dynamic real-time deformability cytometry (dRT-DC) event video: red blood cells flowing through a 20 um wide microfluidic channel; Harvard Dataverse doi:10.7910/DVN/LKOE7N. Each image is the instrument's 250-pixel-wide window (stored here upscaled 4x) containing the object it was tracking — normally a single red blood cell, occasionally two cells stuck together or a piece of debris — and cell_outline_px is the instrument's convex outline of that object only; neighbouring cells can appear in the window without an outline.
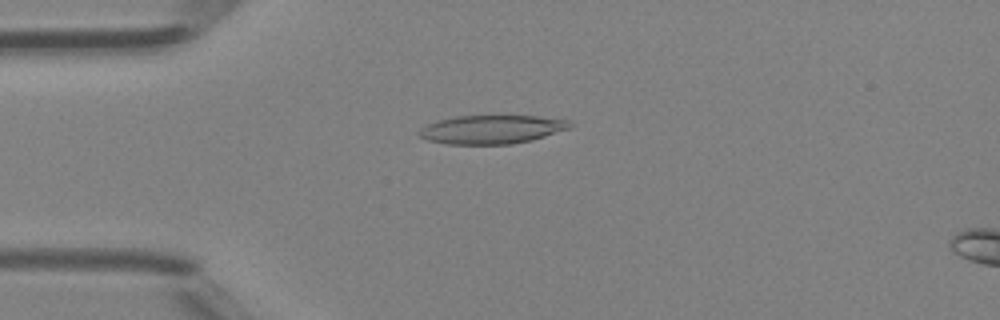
{"species": "Egyptian fruit bat (a non-hibernating species)", "species_latin": "Rousettus aegyptiacus", "temperature_condition": "room temperature", "stored_images_in_passage": 47, "camera_frame_rate_fps": 3000, "um_per_image_px": 0.085, "animal": {"sex": "female"}, "frame": {"image": 1, "passage_image": 12, "time_ms": 3.667, "image_size_px": [1000, 320], "cell_outline_px": [[572, 128], [532, 140], [512, 144], [448, 144], [428, 140], [420, 136], [416, 132], [420, 128], [428, 124], [440, 120], [456, 116], [540, 116], [572, 120]], "centroid_in_image_um": [41.85, 11.0], "position_along_channel_um": 43.1, "area_um2": 25.26}}
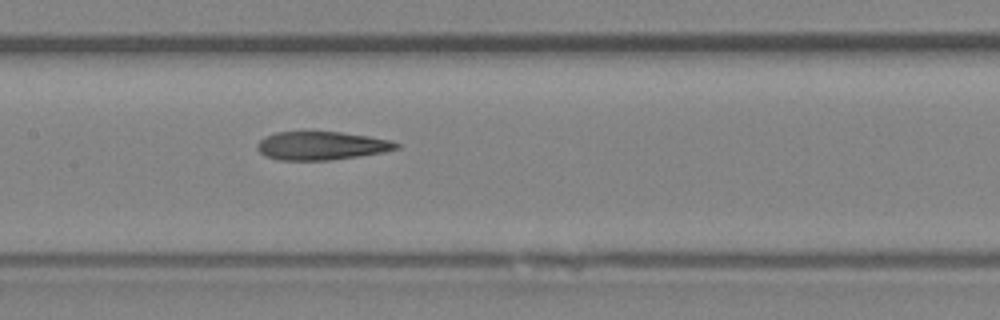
{"frame": {"image": 2, "passage_image": 23, "time_ms": 7.333, "image_size_px": [1000, 320], "cell_outline_px": [[400, 148], [380, 152], [332, 160], [280, 160], [264, 156], [256, 148], [256, 144], [260, 140], [276, 132], [340, 132], [368, 136], [388, 140], [400, 144]], "centroid_in_image_um": [27.28, 12.39], "position_along_channel_um": 180.1, "area_um2": 22.72}}
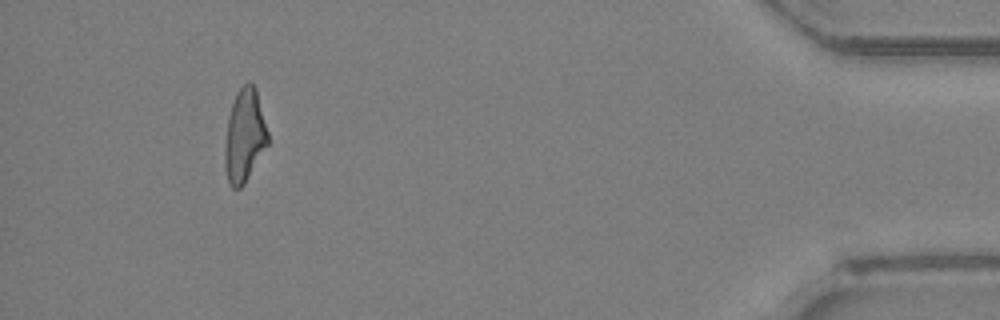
{"frame": {"image": 3, "passage_image": 44, "time_ms": 14.333, "image_size_px": [1000, 320], "cell_outline_px": [[268, 144], [244, 184], [240, 188], [232, 188], [228, 184], [224, 164], [224, 140], [228, 116], [236, 92], [248, 80], [252, 80], [256, 88], [268, 132]], "centroid_in_image_um": [20.76, 11.52], "position_along_channel_um": 414.4, "area_um2": 23.64}, "authors_computed_cell_mechanics": {"area_um2": 23.8714, "velocity_mm_per_s": 4.3097, "shape_relaxation_time_tau1_ms": null, "shape_relaxation_time_tau2_ms": 6.0133, "deformation_change_tau1": null, "deformation_change_tau2": 0.1996}}